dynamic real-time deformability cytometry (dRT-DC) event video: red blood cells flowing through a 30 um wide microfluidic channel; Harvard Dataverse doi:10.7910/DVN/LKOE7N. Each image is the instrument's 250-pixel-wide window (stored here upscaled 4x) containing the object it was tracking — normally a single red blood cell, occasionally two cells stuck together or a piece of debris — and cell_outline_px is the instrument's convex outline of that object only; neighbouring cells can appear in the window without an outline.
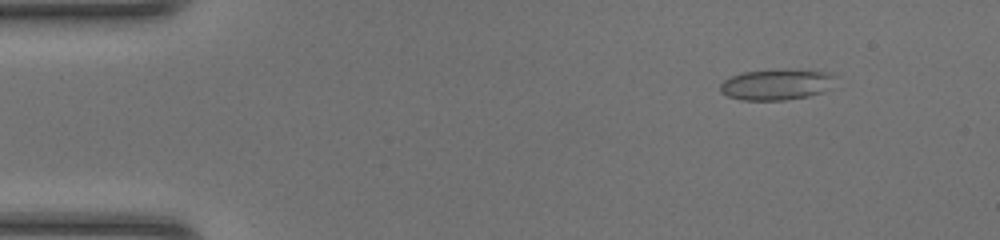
{"species": "common noctule bat (a hibernating species)", "species_latin": "Nyctalus noctula", "temperature_condition": "room temperature", "stored_images_in_passage": 48, "camera_frame_rate_fps": 3000, "um_per_image_px": 0.085, "animal": {"sex": "female", "body_mass_g": 20.0, "forearm_length_mm": 54.0}, "frame": {"image": 1, "passage_image": 6, "time_ms": 1.667, "image_size_px": [1000, 240], "cell_outline_px": [[832, 88], [824, 92], [808, 96], [784, 100], [740, 100], [728, 96], [720, 92], [720, 84], [724, 80], [740, 72], [832, 72]], "centroid_in_image_um": [65.94, 7.24], "position_along_channel_um": 19.1, "area_um2": 19.77}}
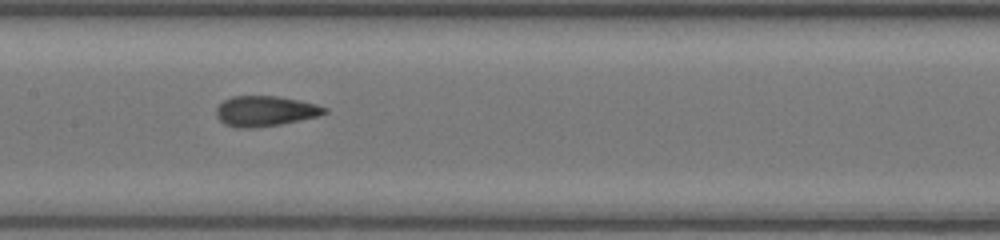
{"frame": {"image": 2, "passage_image": 24, "time_ms": 7.667, "image_size_px": [1000, 240], "cell_outline_px": [[328, 112], [320, 116], [280, 124], [252, 128], [236, 128], [224, 124], [216, 116], [216, 108], [224, 100], [232, 96], [276, 96], [300, 100], [316, 104], [328, 108]], "centroid_in_image_um": [22.55, 9.44], "position_along_channel_um": 184.8, "area_um2": 19.25}}
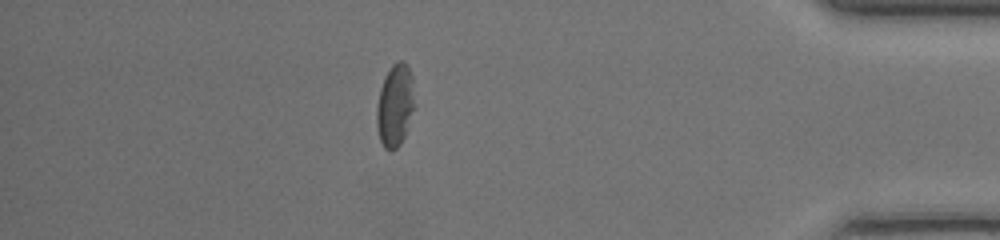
{"frame": {"image": 3, "passage_image": 42, "time_ms": 13.667, "image_size_px": [1000, 240], "cell_outline_px": [[412, 108], [404, 136], [400, 144], [392, 152], [388, 152], [384, 148], [380, 140], [376, 124], [376, 108], [380, 88], [384, 76], [392, 64], [396, 60], [404, 60], [408, 64], [412, 76]], "centroid_in_image_um": [33.53, 8.93], "position_along_channel_um": 401.7, "area_um2": 18.03}, "authors_computed_cell_mechanics": {"area_um2": 19.5075, "velocity_mm_per_s": 4.3215, "shape_relaxation_time_tau1_ms": 6.4669, "shape_relaxation_time_tau2_ms": 1.4119, "deformation_change_tau1": 0.2058, "deformation_change_tau2": 0.0764}}